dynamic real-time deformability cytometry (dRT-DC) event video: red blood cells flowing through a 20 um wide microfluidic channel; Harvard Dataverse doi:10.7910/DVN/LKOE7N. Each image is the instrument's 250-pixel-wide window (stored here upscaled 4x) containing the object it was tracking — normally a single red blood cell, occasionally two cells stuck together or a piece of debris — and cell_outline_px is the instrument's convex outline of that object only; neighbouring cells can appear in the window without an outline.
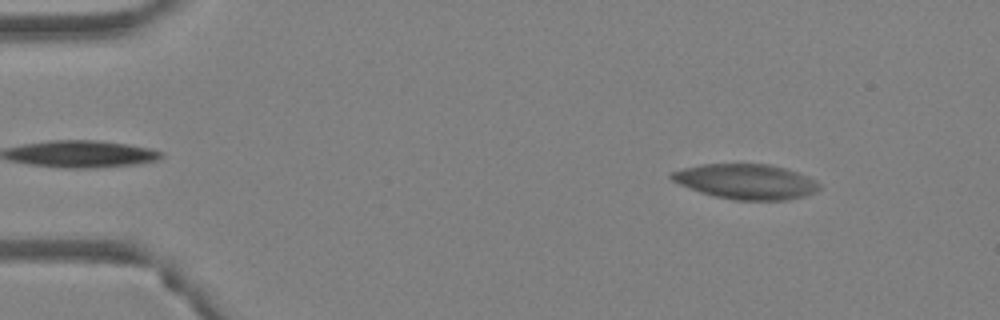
{"species": "Egyptian fruit bat (a non-hibernating species)", "species_latin": "Rousettus aegyptiacus", "temperature_condition": "warm", "stored_images_in_passage": 59, "camera_frame_rate_fps": 3000, "um_per_image_px": 0.085, "animal": {"sex": "female"}, "frame": {"image": 1, "passage_image": 7, "time_ms": 2.0, "image_size_px": [1000, 320], "cell_outline_px": [[820, 188], [816, 192], [804, 196], [784, 200], [736, 200], [716, 196], [700, 192], [688, 188], [672, 180], [668, 176], [668, 172], [700, 164], [768, 164], [784, 168], [808, 176], [820, 184]], "centroid_in_image_um": [63.38, 15.43], "position_along_channel_um": 21.6, "area_um2": 30.17}}
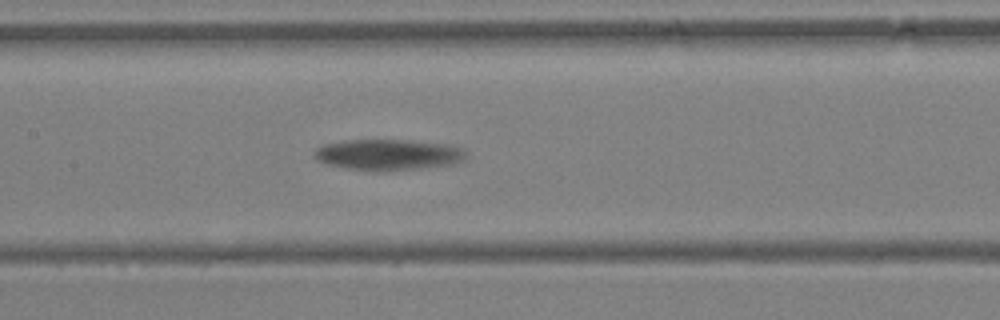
{"frame": {"image": 2, "passage_image": 29, "time_ms": 9.333, "image_size_px": [1000, 320], "cell_outline_px": [[468, 156], [464, 160], [456, 164], [388, 172], [376, 172], [348, 168], [324, 164], [316, 160], [312, 152], [316, 148], [324, 144], [344, 140], [412, 140], [448, 144], [464, 148]], "centroid_in_image_um": [33.02, 13.16], "position_along_channel_um": 174.4, "area_um2": 28.15}}
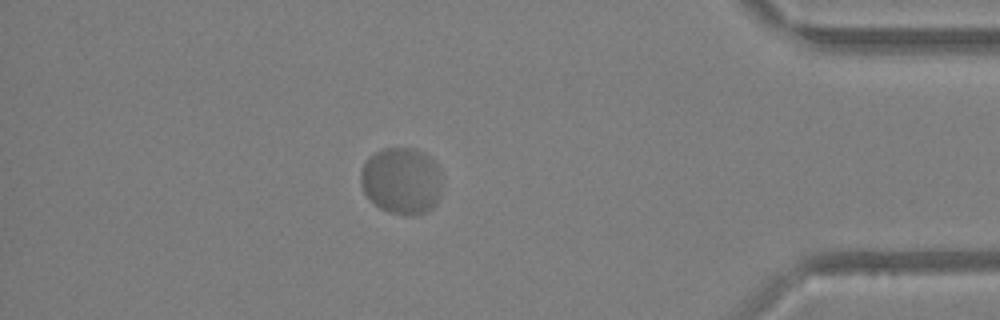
{"frame": {"image": 3, "passage_image": 52, "time_ms": 17.0, "image_size_px": [1000, 320], "cell_outline_px": [[440, 196], [436, 204], [432, 208], [424, 212], [412, 216], [404, 216], [388, 212], [380, 208], [364, 192], [360, 184], [360, 172], [364, 160], [368, 156], [384, 148], [412, 148], [424, 152], [436, 160], [440, 168]], "centroid_in_image_um": [34.13, 15.35], "position_along_channel_um": 401.1, "area_um2": 32.19}}